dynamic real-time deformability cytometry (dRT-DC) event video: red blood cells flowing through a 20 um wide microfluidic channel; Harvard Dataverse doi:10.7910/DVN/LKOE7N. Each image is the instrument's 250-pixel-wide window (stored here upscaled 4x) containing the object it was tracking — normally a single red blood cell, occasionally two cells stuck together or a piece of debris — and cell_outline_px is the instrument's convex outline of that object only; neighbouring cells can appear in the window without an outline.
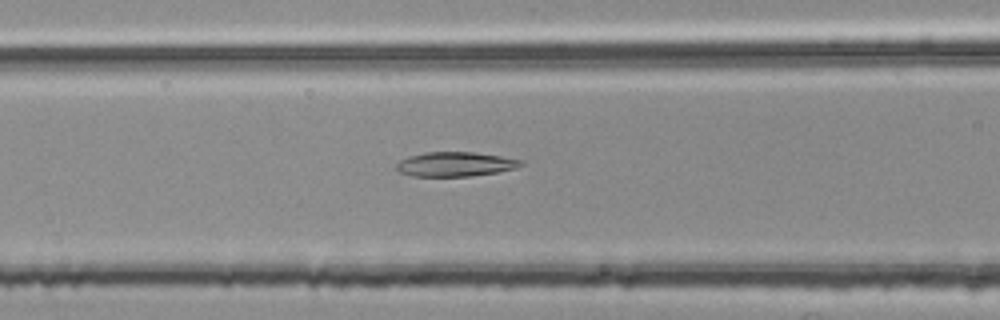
{"species": "common noctule bat (a hibernating species)", "species_latin": "Nyctalus noctula", "temperature_condition": "room temperature", "stored_images_in_passage": 49, "camera_frame_rate_fps": 3000, "um_per_image_px": 0.085, "animal": {"sex": "female", "body_mass_g": 25.1}, "frame": {"image": 1, "passage_image": 21, "time_ms": 6.667, "image_size_px": [1000, 320], "cell_outline_px": [[524, 164], [516, 168], [496, 172], [472, 176], [412, 176], [400, 172], [396, 168], [396, 164], [400, 160], [408, 156], [424, 152], [472, 152], [500, 156], [524, 160]], "centroid_in_image_um": [38.7, 13.95], "position_along_channel_um": 127.9, "area_um2": 17.74}}
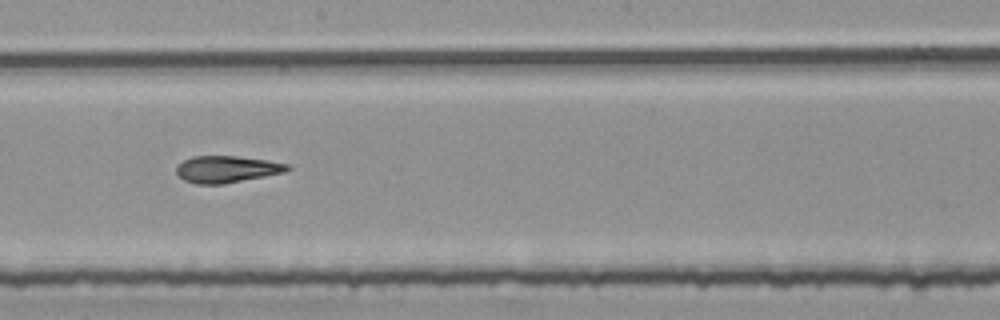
{"frame": {"image": 2, "passage_image": 29, "time_ms": 9.333, "image_size_px": [1000, 320], "cell_outline_px": [[292, 168], [284, 172], [224, 184], [196, 184], [184, 180], [176, 172], [176, 168], [184, 160], [192, 156], [236, 156], [264, 160], [288, 164]], "centroid_in_image_um": [19.26, 14.38], "position_along_channel_um": 228.9, "area_um2": 17.11}}
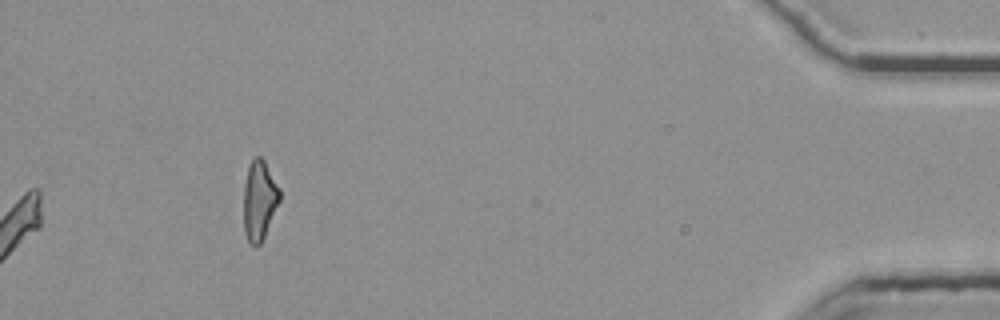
{"frame": {"image": 3, "passage_image": 49, "time_ms": 16.0, "image_size_px": [1000, 320], "cell_outline_px": [[280, 200], [264, 236], [260, 244], [256, 248], [248, 244], [244, 232], [244, 184], [248, 168], [252, 160], [256, 156], [260, 156], [264, 160], [280, 188]], "centroid_in_image_um": [22.03, 17.06], "position_along_channel_um": 413.2, "area_um2": 16.76}, "authors_computed_cell_mechanics": {"area_um2": 18.0336, "velocity_mm_per_s": 3.7968, "shape_relaxation_time_tau1_ms": null, "shape_relaxation_time_tau2_ms": 2.7253, "deformation_change_tau1": null, "deformation_change_tau2": 0.1174}}